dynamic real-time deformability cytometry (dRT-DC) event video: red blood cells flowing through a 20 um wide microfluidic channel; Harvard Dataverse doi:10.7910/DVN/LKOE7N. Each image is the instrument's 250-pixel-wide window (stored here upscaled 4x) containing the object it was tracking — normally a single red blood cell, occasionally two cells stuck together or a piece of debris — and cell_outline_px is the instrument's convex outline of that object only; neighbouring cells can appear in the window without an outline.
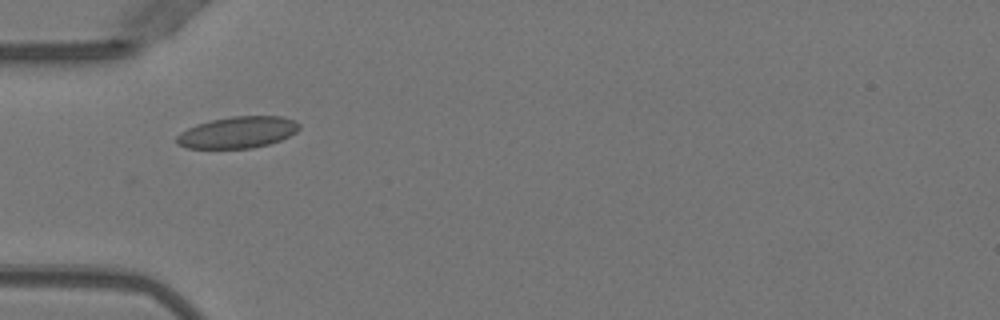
{"species": "Egyptian fruit bat (a non-hibernating species)", "species_latin": "Rousettus aegyptiacus", "temperature_condition": "warm", "stored_images_in_passage": 5, "camera_frame_rate_fps": 3000, "um_per_image_px": 0.085, "animal": {"sex": "female"}, "frame": {"image": 1, "passage_image": 5, "time_ms": 1.333, "image_size_px": [1000, 320], "cell_outline_px": [[300, 128], [296, 132], [280, 140], [268, 144], [252, 148], [188, 148], [176, 144], [176, 136], [180, 132], [196, 124], [212, 120], [232, 116], [280, 116], [296, 120], [300, 124]], "centroid_in_image_um": [20.2, 11.24], "position_along_channel_um": 64.8, "area_um2": 22.54}}